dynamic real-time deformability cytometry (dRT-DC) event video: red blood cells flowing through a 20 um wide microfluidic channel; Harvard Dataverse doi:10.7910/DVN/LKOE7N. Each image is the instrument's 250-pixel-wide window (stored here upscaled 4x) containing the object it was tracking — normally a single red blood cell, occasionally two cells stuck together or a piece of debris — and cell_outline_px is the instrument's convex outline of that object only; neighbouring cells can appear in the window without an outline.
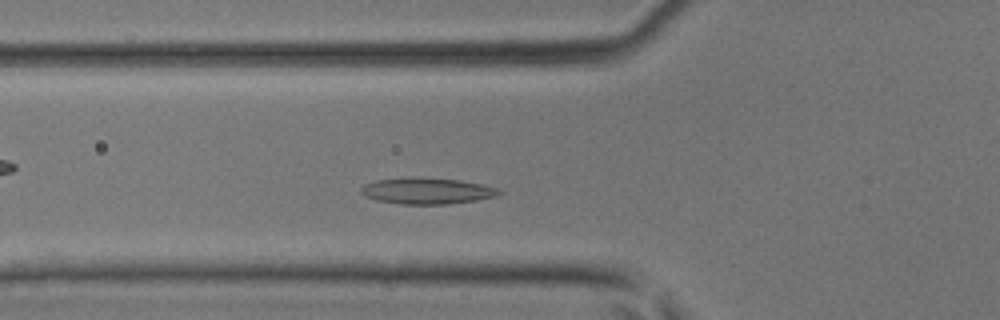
{"species": "common noctule bat (a hibernating species)", "species_latin": "Nyctalus noctula", "temperature_condition": "room temperature", "stored_images_in_passage": 40, "camera_frame_rate_fps": 3000, "um_per_image_px": 0.085, "animal": {"sex": "male", "body_mass_g": 17.9, "forearm_length_mm": 54.2}, "frame": {"image": 1, "passage_image": 9, "time_ms": 2.667, "image_size_px": [1000, 320], "cell_outline_px": [[504, 192], [496, 196], [476, 200], [448, 204], [400, 204], [376, 200], [364, 196], [360, 192], [360, 188], [364, 184], [376, 180], [412, 176], [420, 176], [460, 180], [484, 184], [496, 188]], "centroid_in_image_um": [36.27, 16.21], "position_along_channel_um": 89.5, "area_um2": 21.5}}
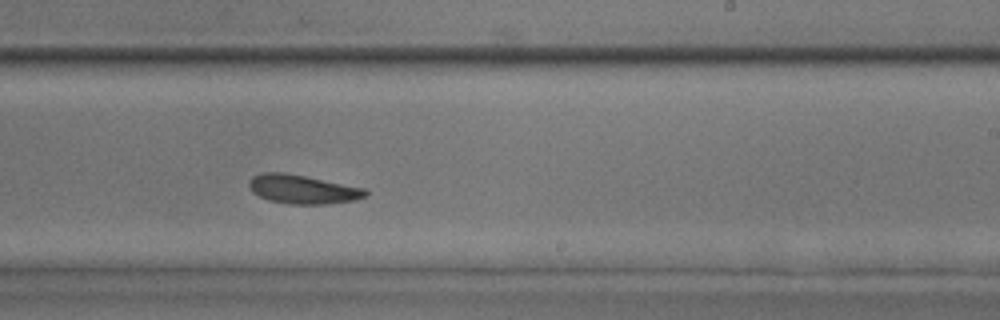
{"frame": {"image": 2, "passage_image": 21, "time_ms": 6.667, "image_size_px": [1000, 320], "cell_outline_px": [[368, 196], [356, 200], [324, 204], [288, 204], [268, 200], [252, 192], [248, 184], [248, 180], [252, 176], [260, 172], [284, 172], [364, 188], [368, 192]], "centroid_in_image_um": [25.69, 16.09], "position_along_channel_um": 263.3, "area_um2": 19.65}}
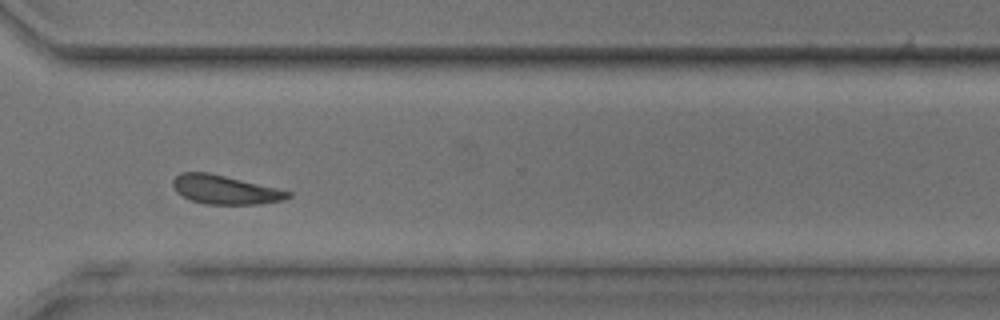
{"frame": {"image": 3, "passage_image": 27, "time_ms": 8.667, "image_size_px": [1000, 320], "cell_outline_px": [[292, 196], [284, 200], [260, 204], [204, 204], [192, 200], [176, 192], [172, 184], [172, 180], [180, 172], [208, 172], [276, 188], [292, 192]], "centroid_in_image_um": [19.12, 16.13], "position_along_channel_um": 351.5, "area_um2": 19.25}}